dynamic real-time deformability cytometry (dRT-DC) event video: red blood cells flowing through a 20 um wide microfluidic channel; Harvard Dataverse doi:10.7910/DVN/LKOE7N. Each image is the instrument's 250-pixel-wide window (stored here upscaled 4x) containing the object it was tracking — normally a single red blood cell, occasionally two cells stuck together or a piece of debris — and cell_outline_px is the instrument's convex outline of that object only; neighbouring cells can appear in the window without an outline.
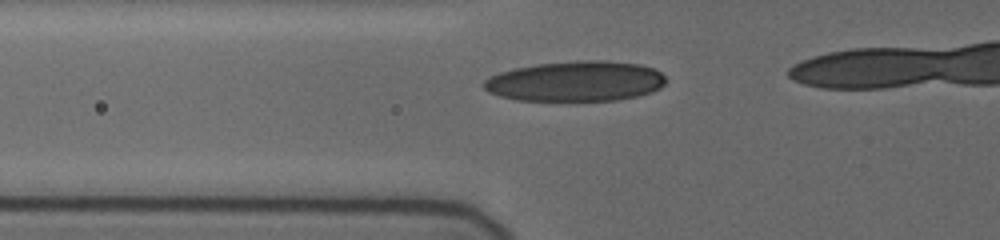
{"species": "human", "species_latin": "Homo sapiens", "temperature_condition": "cold", "stored_images_in_passage": 21, "camera_frame_rate_fps": 3000, "um_per_image_px": 0.085, "donor": {"sex": "female"}, "frame": {"image": 1, "passage_image": 10, "time_ms": 5.0, "image_size_px": [1000, 240], "cell_outline_px": [[664, 84], [660, 88], [652, 92], [636, 96], [616, 100], [516, 100], [500, 96], [488, 92], [484, 88], [484, 80], [500, 72], [516, 68], [536, 64], [576, 60], [604, 60], [640, 64], [652, 68], [660, 72], [664, 76]], "centroid_in_image_um": [48.93, 6.9], "position_along_channel_um": 76.9, "area_um2": 42.54}}
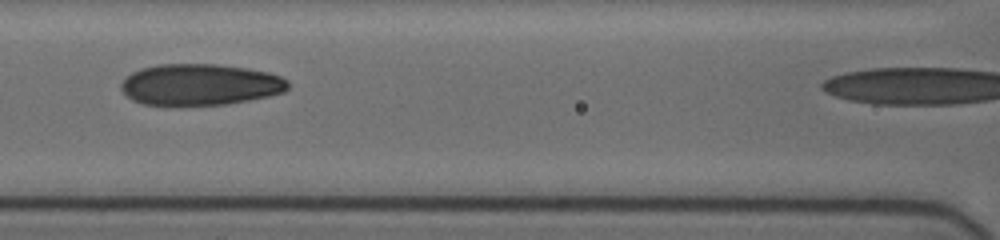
{"frame": {"image": 2, "passage_image": 15, "time_ms": 7.0, "image_size_px": [1000, 240], "cell_outline_px": [[288, 88], [284, 92], [268, 96], [228, 104], [172, 108], [144, 104], [132, 100], [120, 88], [120, 84], [132, 72], [140, 68], [160, 64], [216, 64], [244, 68], [268, 72], [280, 76], [288, 80]], "centroid_in_image_um": [16.97, 7.23], "position_along_channel_um": 149.6, "area_um2": 41.04}}
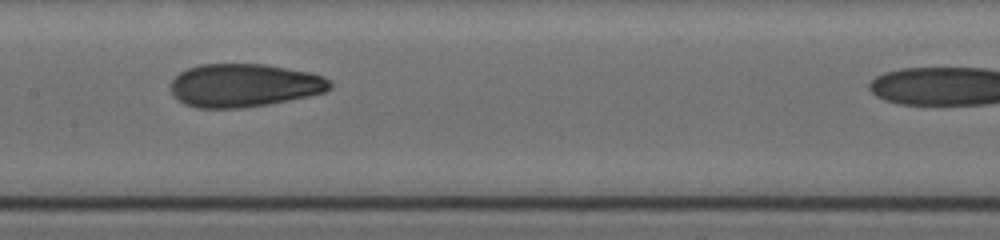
{"frame": {"image": 3, "passage_image": 18, "time_ms": 8.0, "image_size_px": [1000, 240], "cell_outline_px": [[332, 88], [324, 92], [308, 96], [268, 104], [244, 108], [196, 108], [184, 104], [172, 96], [168, 88], [172, 80], [180, 72], [188, 68], [200, 64], [264, 64], [312, 72], [324, 76], [332, 84]], "centroid_in_image_um": [20.72, 7.26], "position_along_channel_um": 186.7, "area_um2": 40.52}}